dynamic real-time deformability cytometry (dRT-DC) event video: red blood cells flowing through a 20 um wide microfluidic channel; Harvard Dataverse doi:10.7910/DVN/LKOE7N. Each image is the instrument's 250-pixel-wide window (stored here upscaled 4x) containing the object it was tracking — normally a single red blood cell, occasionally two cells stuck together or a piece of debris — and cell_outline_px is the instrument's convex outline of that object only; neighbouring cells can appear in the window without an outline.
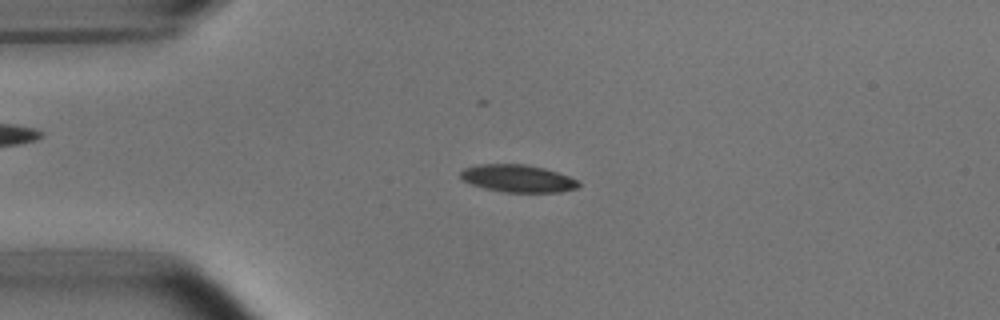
{"species": "common noctule bat (a hibernating species)", "species_latin": "Nyctalus noctula", "temperature_condition": "room temperature", "stored_images_in_passage": 52, "camera_frame_rate_fps": 3000, "um_per_image_px": 0.085, "animal": {"sex": "male", "body_mass_g": 15.6}, "frame": {"image": 1, "passage_image": 12, "time_ms": 3.667, "image_size_px": [1000, 320], "cell_outline_px": [[580, 184], [576, 188], [560, 192], [504, 192], [484, 188], [472, 184], [464, 180], [460, 176], [460, 172], [464, 168], [480, 164], [524, 164], [544, 168], [568, 176], [576, 180]], "centroid_in_image_um": [43.99, 15.17], "position_along_channel_um": 41.0, "area_um2": 18.67}}
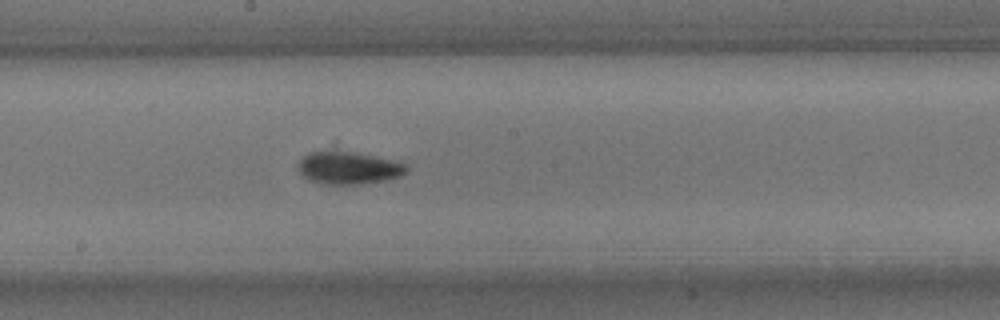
{"frame": {"image": 2, "passage_image": 28, "time_ms": 9.0, "image_size_px": [1000, 320], "cell_outline_px": [[408, 168], [400, 176], [388, 180], [360, 184], [324, 184], [308, 180], [296, 168], [296, 164], [304, 156], [312, 152], [348, 152], [372, 156], [392, 160], [408, 164]], "centroid_in_image_um": [29.61, 14.3], "position_along_channel_um": 218.6, "area_um2": 20.23}}
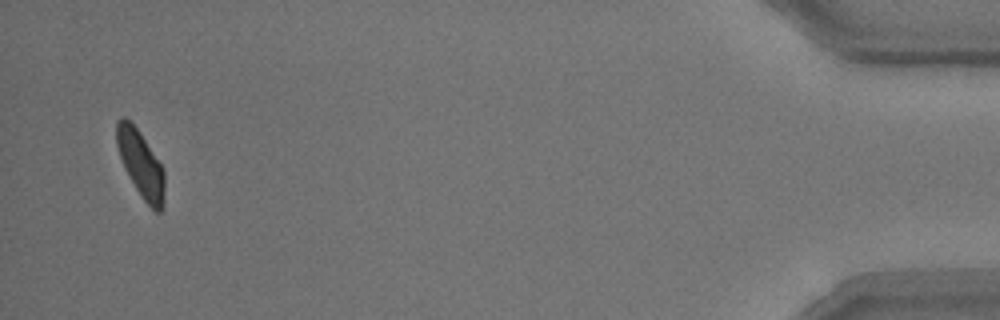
{"frame": {"image": 3, "passage_image": 51, "time_ms": 16.667, "image_size_px": [1000, 320], "cell_outline_px": [[164, 200], [160, 212], [156, 212], [144, 200], [136, 188], [120, 156], [116, 144], [116, 120], [124, 116], [136, 128], [164, 168]], "centroid_in_image_um": [11.97, 13.92], "position_along_channel_um": 423.2, "area_um2": 18.03}}